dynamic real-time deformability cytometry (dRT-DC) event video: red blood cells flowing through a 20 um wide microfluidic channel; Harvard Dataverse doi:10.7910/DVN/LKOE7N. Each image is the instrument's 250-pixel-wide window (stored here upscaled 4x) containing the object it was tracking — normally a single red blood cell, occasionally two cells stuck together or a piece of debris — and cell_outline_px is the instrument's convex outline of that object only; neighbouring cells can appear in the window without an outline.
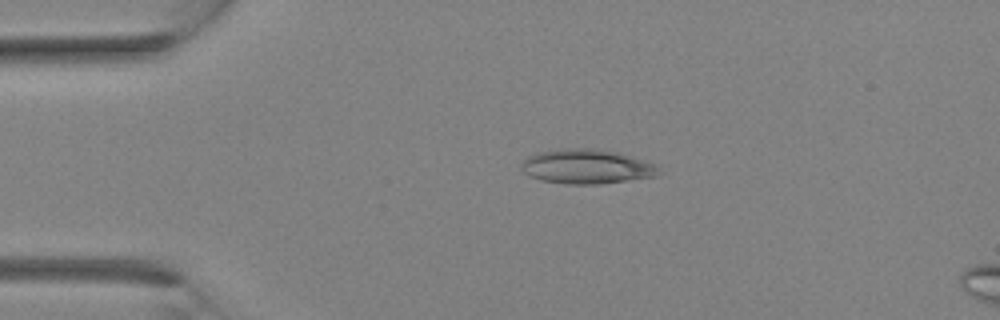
{"species": "Egyptian fruit bat (a non-hibernating species)", "species_latin": "Rousettus aegyptiacus", "temperature_condition": "room temperature", "stored_images_in_passage": 3, "camera_frame_rate_fps": 3000, "um_per_image_px": 0.085, "animal": {"sex": "female"}, "frame": {"image": 1, "passage_image": 2, "time_ms": 1.0, "image_size_px": [1000, 320], "cell_outline_px": [[664, 172], [656, 176], [600, 184], [564, 184], [540, 180], [524, 172], [520, 168], [520, 164], [528, 156], [536, 152], [564, 148], [592, 148], [616, 152], [656, 164]], "centroid_in_image_um": [49.87, 14.16], "position_along_channel_um": 35.1, "area_um2": 27.74}}